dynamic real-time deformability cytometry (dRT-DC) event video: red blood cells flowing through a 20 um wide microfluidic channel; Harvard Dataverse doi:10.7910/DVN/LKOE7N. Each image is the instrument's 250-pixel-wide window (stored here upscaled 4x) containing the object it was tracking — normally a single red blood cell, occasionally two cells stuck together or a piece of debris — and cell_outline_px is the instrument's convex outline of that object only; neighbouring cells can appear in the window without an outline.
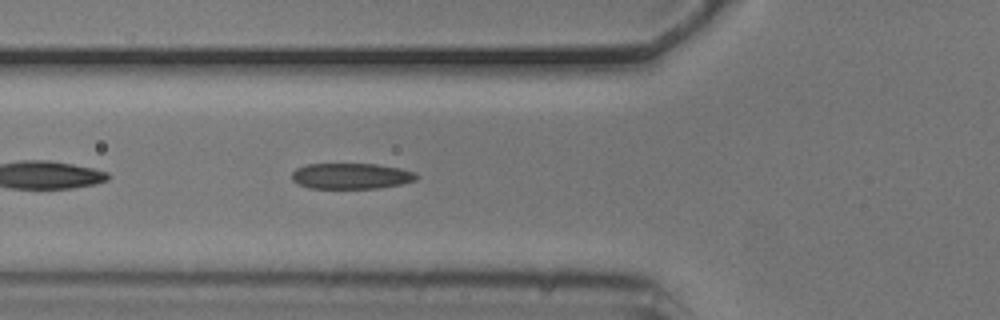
{"species": "common noctule bat (a hibernating species)", "species_latin": "Nyctalus noctula", "temperature_condition": "cold", "stored_images_in_passage": 28, "camera_frame_rate_fps": 3000, "um_per_image_px": 0.085, "animal": {"sex": "male", "body_mass_g": 20.5, "forearm_length_mm": 52.5}, "frame": {"image": 1, "passage_image": 5, "time_ms": 1.333, "image_size_px": [1000, 320], "cell_outline_px": [[420, 176], [416, 180], [400, 184], [380, 188], [308, 188], [292, 180], [292, 172], [296, 168], [304, 164], [376, 164], [400, 168], [416, 172]], "centroid_in_image_um": [29.86, 14.96], "position_along_channel_um": 95.9, "area_um2": 18.84}}
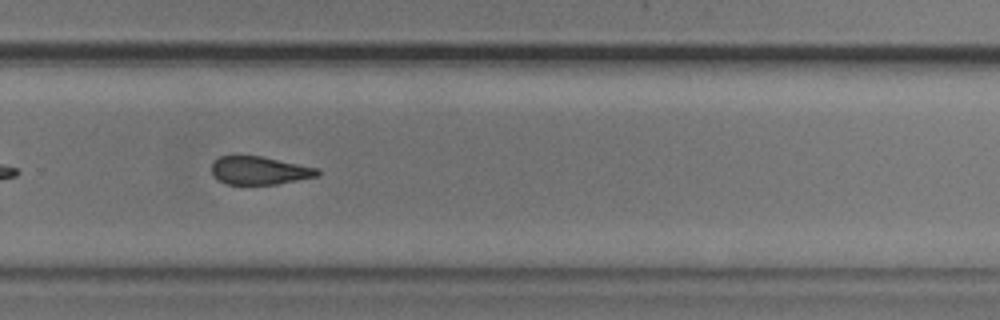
{"frame": {"image": 2, "passage_image": 22, "time_ms": 7.0, "image_size_px": [1000, 320], "cell_outline_px": [[320, 176], [276, 184], [228, 184], [220, 180], [212, 172], [212, 164], [220, 156], [232, 152], [240, 152], [320, 168]], "centroid_in_image_um": [22.05, 14.44], "position_along_channel_um": 307.7, "area_um2": 17.86}, "authors_computed_cell_mechanics": {"area_um2": 19.0162, "velocity_mm_per_s": 3.7336, "shape_relaxation_time_tau1_ms": 2.343, "shape_relaxation_time_tau2_ms": 2.8553, "deformation_change_tau1": 0.0991, "deformation_change_tau2": 0.1142}}